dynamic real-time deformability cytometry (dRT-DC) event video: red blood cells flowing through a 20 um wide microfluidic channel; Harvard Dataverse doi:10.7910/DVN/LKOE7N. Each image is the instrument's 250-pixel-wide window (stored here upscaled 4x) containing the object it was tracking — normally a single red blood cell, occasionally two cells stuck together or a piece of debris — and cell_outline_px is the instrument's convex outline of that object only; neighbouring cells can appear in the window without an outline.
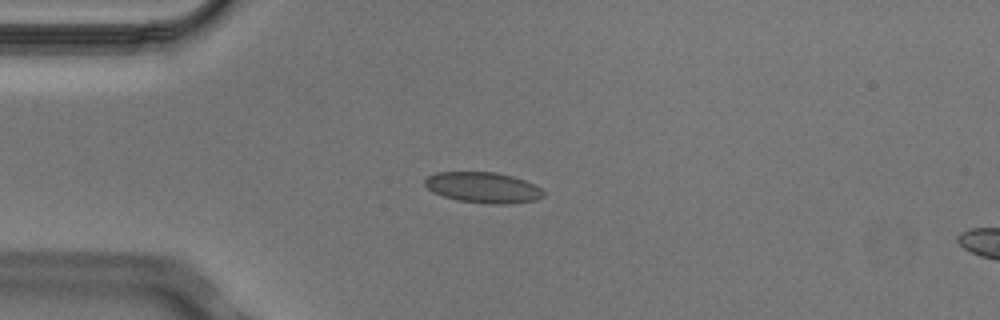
{"species": "Egyptian fruit bat (a non-hibernating species)", "species_latin": "Rousettus aegyptiacus", "temperature_condition": "cold", "stored_images_in_passage": 4, "segment_of_instrument_passage": [1, 2], "camera_frame_rate_fps": 3000, "um_per_image_px": 0.085, "animal": {"sex": "male"}, "frame": {"image": 1, "passage_image": 3, "time_ms": 0.667, "image_size_px": [1000, 320], "cell_outline_px": [[544, 196], [536, 200], [504, 204], [488, 204], [456, 200], [432, 192], [424, 184], [424, 180], [428, 176], [436, 172], [496, 172], [512, 176], [524, 180], [540, 188], [544, 192]], "centroid_in_image_um": [41.04, 15.94], "position_along_channel_um": 44.0, "area_um2": 21.21}}